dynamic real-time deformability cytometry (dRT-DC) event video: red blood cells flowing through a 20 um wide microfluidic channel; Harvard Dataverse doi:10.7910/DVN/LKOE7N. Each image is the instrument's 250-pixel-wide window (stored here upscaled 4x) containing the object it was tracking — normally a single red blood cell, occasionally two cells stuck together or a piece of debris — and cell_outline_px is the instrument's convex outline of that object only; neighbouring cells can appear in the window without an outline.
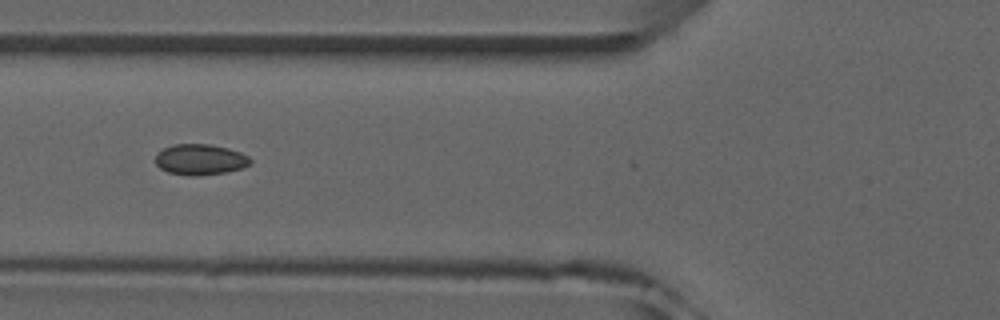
{"species": "common noctule bat (a hibernating species)", "species_latin": "Nyctalus noctula", "temperature_condition": "room temperature", "stored_images_in_passage": 6, "camera_frame_rate_fps": 3000, "um_per_image_px": 0.085, "animal": {"sex": "male", "forearm_length_mm": 52.5}, "frame": {"image": 1, "passage_image": 5, "time_ms": 4.667, "image_size_px": [1000, 320], "cell_outline_px": [[252, 164], [244, 168], [224, 172], [200, 176], [188, 176], [168, 172], [160, 168], [156, 164], [156, 152], [172, 144], [208, 144], [228, 148], [240, 152], [248, 156], [252, 160]], "centroid_in_image_um": [17.02, 13.56], "position_along_channel_um": 108.8, "area_um2": 17.22}}